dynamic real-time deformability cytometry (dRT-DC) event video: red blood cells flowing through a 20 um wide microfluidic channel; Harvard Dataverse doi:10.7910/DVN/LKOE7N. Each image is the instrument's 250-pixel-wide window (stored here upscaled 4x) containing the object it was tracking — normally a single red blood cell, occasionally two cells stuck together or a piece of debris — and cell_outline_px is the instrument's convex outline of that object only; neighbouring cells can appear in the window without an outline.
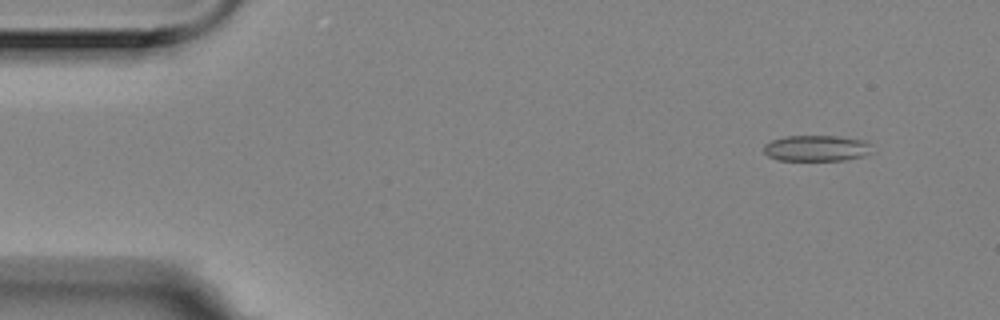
{"species": "Egyptian fruit bat (a non-hibernating species)", "species_latin": "Rousettus aegyptiacus", "temperature_condition": "room temperature", "stored_images_in_passage": 5, "camera_frame_rate_fps": 3000, "um_per_image_px": 0.085, "animal": {"sex": "female"}, "frame": {"image": 1, "passage_image": 2, "time_ms": 0.333, "image_size_px": [1000, 320], "cell_outline_px": [[876, 152], [864, 156], [844, 160], [780, 160], [768, 156], [764, 152], [764, 144], [772, 140], [784, 136], [836, 136], [860, 140], [872, 144]], "centroid_in_image_um": [69.45, 12.6], "position_along_channel_um": 15.5, "area_um2": 16.53}}
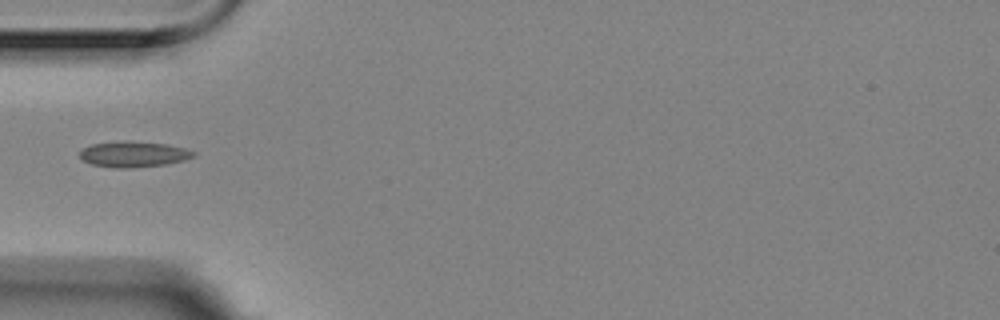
{"frame": {"image": 2, "passage_image": 5, "time_ms": 1.333, "image_size_px": [1000, 320], "cell_outline_px": [[196, 156], [184, 160], [164, 164], [124, 168], [116, 168], [92, 164], [84, 160], [80, 156], [80, 152], [84, 148], [92, 144], [124, 140], [168, 144], [184, 148], [196, 152]], "centroid_in_image_um": [11.38, 13.09], "position_along_channel_um": 73.6, "area_um2": 16.88}}